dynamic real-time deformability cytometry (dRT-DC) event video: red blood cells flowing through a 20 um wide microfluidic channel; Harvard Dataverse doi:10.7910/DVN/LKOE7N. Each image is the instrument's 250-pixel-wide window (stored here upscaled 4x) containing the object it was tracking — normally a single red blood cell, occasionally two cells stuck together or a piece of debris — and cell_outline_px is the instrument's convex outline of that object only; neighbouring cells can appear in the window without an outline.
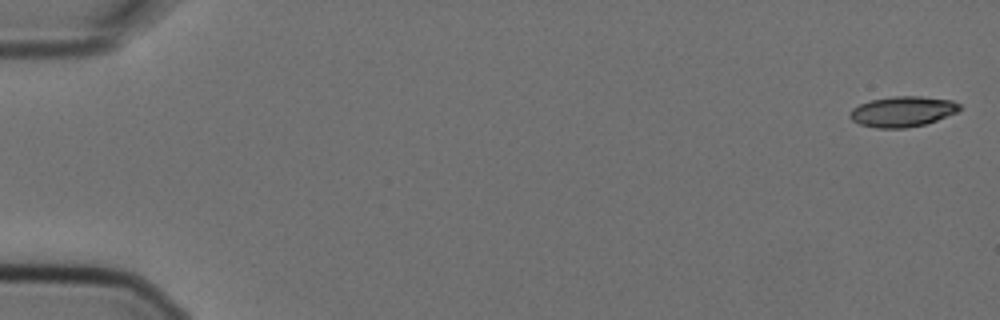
{"species": "Egyptian fruit bat (a non-hibernating species)", "species_latin": "Rousettus aegyptiacus", "temperature_condition": "cold", "stored_images_in_passage": 4, "camera_frame_rate_fps": 3000, "um_per_image_px": 0.085, "animal": {"sex": "female"}, "frame": {"image": 1, "passage_image": 1, "time_ms": 0.0, "image_size_px": [1000, 320], "cell_outline_px": [[960, 108], [956, 112], [936, 120], [924, 124], [904, 128], [876, 128], [860, 124], [852, 120], [848, 116], [852, 108], [860, 104], [872, 100], [896, 96], [920, 96], [952, 100], [960, 104]], "centroid_in_image_um": [76.69, 9.48], "position_along_channel_um": 8.3, "area_um2": 19.25}}
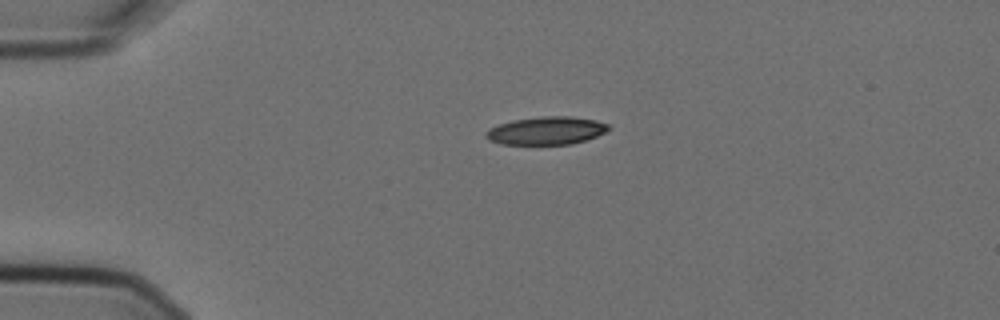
{"frame": {"image": 2, "passage_image": 3, "time_ms": 0.667, "image_size_px": [1000, 320], "cell_outline_px": [[612, 128], [596, 136], [572, 144], [500, 144], [488, 140], [484, 136], [484, 132], [488, 128], [512, 120], [540, 116], [572, 116], [596, 120], [608, 124]], "centroid_in_image_um": [46.41, 11.1], "position_along_channel_um": 38.6, "area_um2": 20.11}}